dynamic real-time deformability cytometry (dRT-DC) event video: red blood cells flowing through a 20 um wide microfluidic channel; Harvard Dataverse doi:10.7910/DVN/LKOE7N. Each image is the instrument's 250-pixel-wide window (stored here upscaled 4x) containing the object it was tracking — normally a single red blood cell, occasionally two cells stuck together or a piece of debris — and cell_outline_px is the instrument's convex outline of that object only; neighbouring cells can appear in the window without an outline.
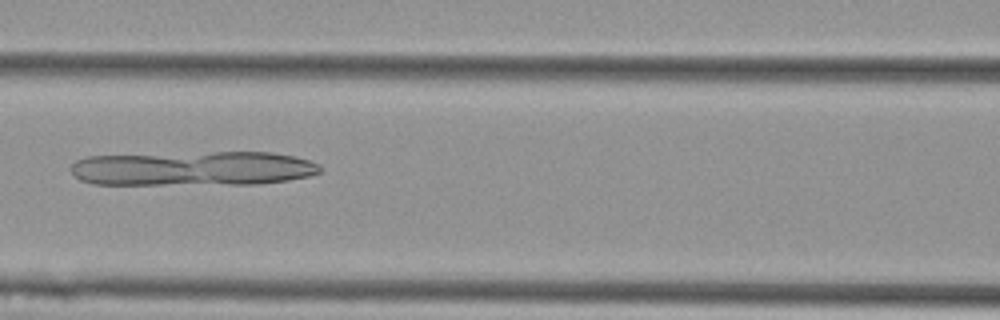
{"species": "Egyptian fruit bat (a non-hibernating species)", "species_latin": "Rousettus aegyptiacus", "temperature_condition": "cold", "stored_images_in_passage": 43, "camera_frame_rate_fps": 3000, "um_per_image_px": 0.085, "animal": {"sex": "female"}, "frame": {"image": 1, "passage_image": 14, "time_ms": 4.333, "image_size_px": [1000, 320], "cell_outline_px": [[324, 168], [320, 172], [308, 176], [288, 180], [260, 184], [92, 184], [80, 180], [68, 168], [76, 160], [88, 156], [212, 152], [272, 152], [296, 156], [320, 164]], "centroid_in_image_um": [16.45, 14.32], "position_along_channel_um": 150.2, "area_um2": 50.46}}
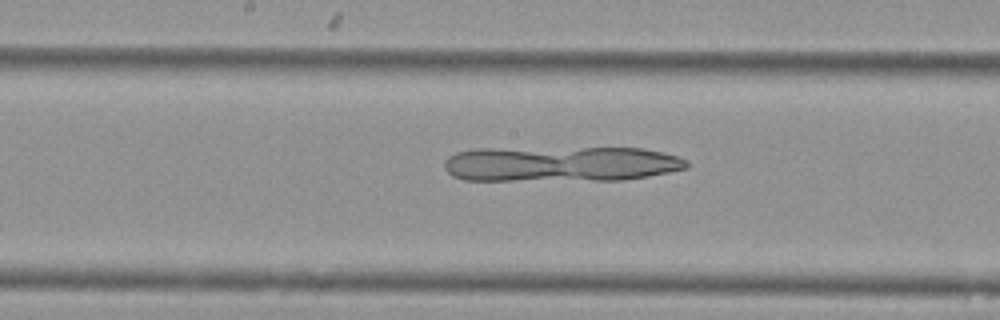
{"frame": {"image": 2, "passage_image": 18, "time_ms": 5.667, "image_size_px": [1000, 320], "cell_outline_px": [[688, 168], [648, 176], [620, 180], [464, 180], [452, 176], [444, 168], [444, 160], [448, 156], [456, 152], [472, 148], [644, 148], [664, 152], [688, 160]], "centroid_in_image_um": [47.64, 13.92], "position_along_channel_um": 200.6, "area_um2": 50.52}}